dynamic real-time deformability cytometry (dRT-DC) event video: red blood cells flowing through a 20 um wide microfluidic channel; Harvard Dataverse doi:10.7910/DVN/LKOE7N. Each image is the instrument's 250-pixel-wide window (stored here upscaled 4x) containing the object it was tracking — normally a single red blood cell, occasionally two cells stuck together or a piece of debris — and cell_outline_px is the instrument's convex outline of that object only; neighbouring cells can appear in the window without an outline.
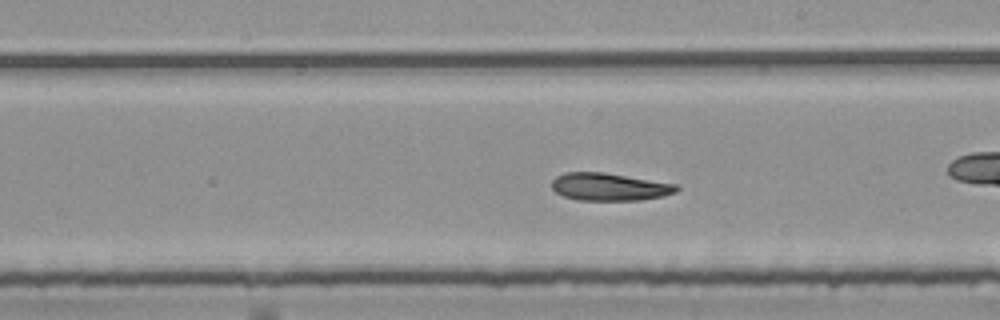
{"species": "common noctule bat (a hibernating species)", "species_latin": "Nyctalus noctula", "temperature_condition": "room temperature", "stored_images_in_passage": 52, "camera_frame_rate_fps": 3000, "um_per_image_px": 0.085, "animal": {"sex": "female", "body_mass_g": 25.1}, "frame": {"image": 1, "passage_image": 30, "time_ms": 9.667, "image_size_px": [1000, 320], "cell_outline_px": [[680, 188], [676, 192], [664, 196], [640, 200], [576, 200], [564, 196], [556, 192], [552, 188], [552, 180], [556, 176], [564, 172], [604, 172], [676, 184]], "centroid_in_image_um": [51.79, 15.88], "position_along_channel_um": 237.2, "area_um2": 20.11}}
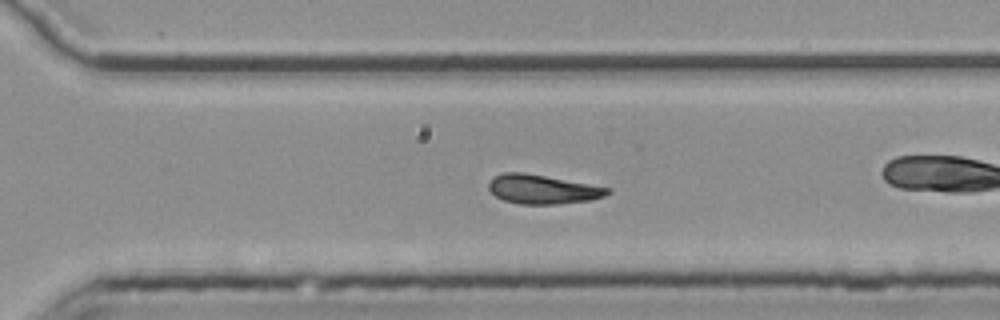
{"frame": {"image": 2, "passage_image": 37, "time_ms": 12.0, "image_size_px": [1000, 320], "cell_outline_px": [[612, 192], [604, 196], [588, 200], [556, 204], [520, 204], [504, 200], [496, 196], [488, 188], [488, 184], [492, 176], [504, 172], [524, 172], [612, 188]], "centroid_in_image_um": [46.1, 16.08], "position_along_channel_um": 324.5, "area_um2": 20.17}}